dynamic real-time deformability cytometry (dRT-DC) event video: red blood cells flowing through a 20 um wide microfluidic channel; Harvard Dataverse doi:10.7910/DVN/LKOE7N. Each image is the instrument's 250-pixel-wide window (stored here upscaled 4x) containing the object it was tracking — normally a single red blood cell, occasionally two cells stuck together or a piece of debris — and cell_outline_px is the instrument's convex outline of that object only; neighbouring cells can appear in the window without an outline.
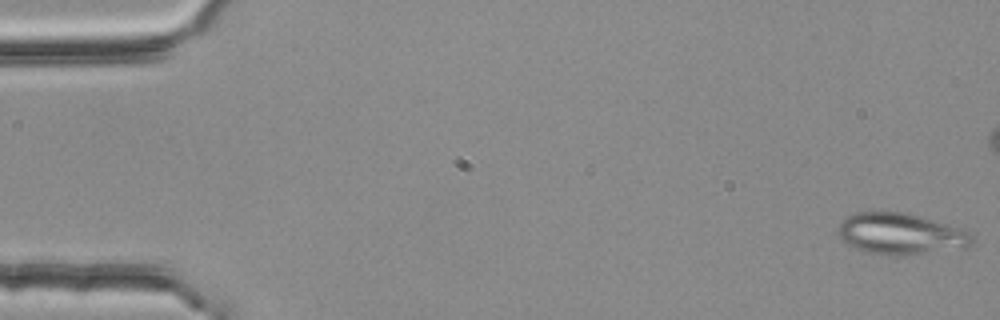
{"species": "common noctule bat (a hibernating species)", "species_latin": "Nyctalus noctula", "temperature_condition": "room temperature", "stored_images_in_passage": 55, "camera_frame_rate_fps": 3000, "um_per_image_px": 0.085, "animal": {"sex": "female", "body_mass_g": 25.1}, "frame": {"image": 1, "passage_image": 1, "time_ms": 0.0, "image_size_px": [1000, 320], "cell_outline_px": [[976, 240], [968, 248], [900, 256], [892, 256], [868, 252], [856, 248], [848, 244], [836, 232], [836, 228], [840, 220], [848, 216], [860, 212], [908, 212], [968, 232]], "centroid_in_image_um": [76.54, 19.89], "position_along_channel_um": 8.5, "area_um2": 32.25}}
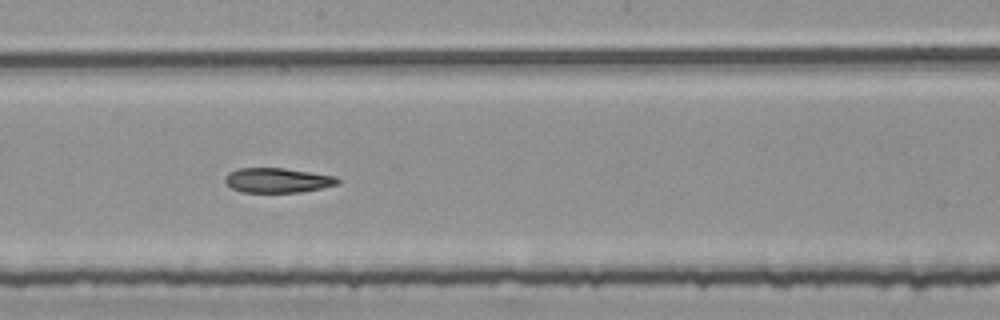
{"frame": {"image": 2, "passage_image": 30, "time_ms": 9.667, "image_size_px": [1000, 320], "cell_outline_px": [[340, 184], [300, 192], [240, 192], [232, 188], [224, 180], [224, 176], [228, 172], [236, 168], [284, 168], [336, 176], [340, 180]], "centroid_in_image_um": [23.57, 15.32], "position_along_channel_um": 224.6, "area_um2": 16.3}}
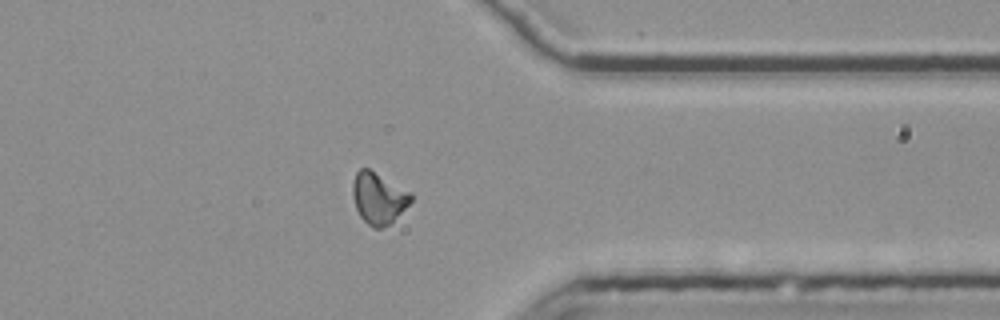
{"frame": {"image": 3, "passage_image": 43, "time_ms": 14.0, "image_size_px": [1000, 320], "cell_outline_px": [[412, 200], [388, 224], [380, 228], [372, 228], [360, 216], [356, 208], [352, 196], [352, 184], [356, 172], [360, 168], [368, 168], [412, 192]], "centroid_in_image_um": [32.15, 16.81], "position_along_channel_um": 379.3, "area_um2": 17.22}, "authors_computed_cell_mechanics": {"area_um2": 17.1666, "velocity_mm_per_s": 3.7762, "shape_relaxation_time_tau1_ms": null, "shape_relaxation_time_tau2_ms": 4.7785, "deformation_change_tau1": null, "deformation_change_tau2": 0.1125}}